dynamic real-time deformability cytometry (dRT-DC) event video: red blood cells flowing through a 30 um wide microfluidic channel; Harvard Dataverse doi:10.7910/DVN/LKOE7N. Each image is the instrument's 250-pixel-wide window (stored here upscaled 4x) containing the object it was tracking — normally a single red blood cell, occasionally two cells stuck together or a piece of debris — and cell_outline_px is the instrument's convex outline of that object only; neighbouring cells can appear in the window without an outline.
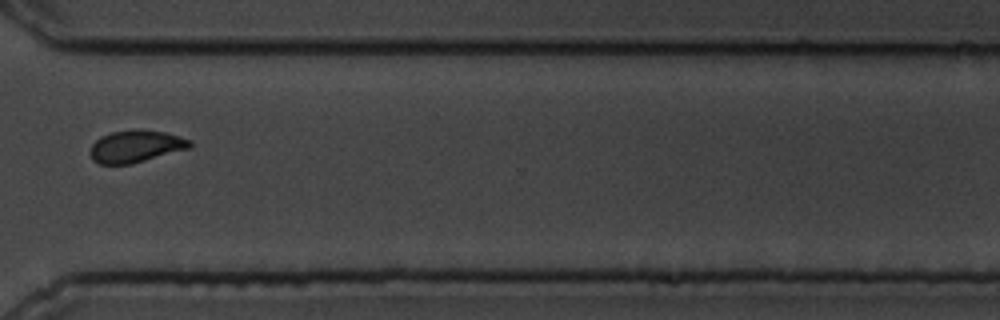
{"species": "common noctule bat (a hibernating species)", "species_latin": "Nyctalus noctula", "temperature_condition": "cold", "stored_images_in_passage": 14, "camera_frame_rate_fps": 3000, "um_per_image_px": 0.085, "animal": {"sex": "male", "body_mass_g": 19.5, "forearm_length_mm": 54.6}, "frame": {"image": 1, "passage_image": 10, "time_ms": 11.0, "image_size_px": [1000, 320], "cell_outline_px": [[192, 148], [132, 164], [100, 164], [92, 160], [88, 152], [92, 144], [100, 136], [112, 132], [136, 128], [164, 132], [180, 136], [192, 140]], "centroid_in_image_um": [11.55, 12.43], "position_along_channel_um": 359.0, "area_um2": 19.13}}
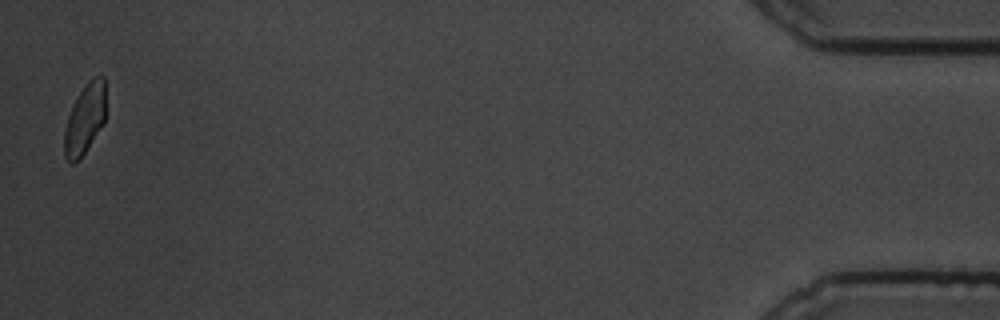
{"frame": {"image": 2, "passage_image": 14, "time_ms": 15.667, "image_size_px": [1000, 320], "cell_outline_px": [[104, 124], [80, 160], [72, 164], [64, 156], [64, 132], [68, 116], [80, 92], [88, 80], [92, 76], [104, 76]], "centroid_in_image_um": [7.21, 10.16], "position_along_channel_um": 428.0, "area_um2": 16.82}, "authors_computed_cell_mechanics": {"area_um2": 16.9354, "velocity_mm_per_s": 3.3523, "shape_relaxation_time_tau1_ms": 9.7705, "shape_relaxation_time_tau2_ms": 3.9997, "deformation_change_tau1": 0.261, "deformation_change_tau2": 0.1111}}